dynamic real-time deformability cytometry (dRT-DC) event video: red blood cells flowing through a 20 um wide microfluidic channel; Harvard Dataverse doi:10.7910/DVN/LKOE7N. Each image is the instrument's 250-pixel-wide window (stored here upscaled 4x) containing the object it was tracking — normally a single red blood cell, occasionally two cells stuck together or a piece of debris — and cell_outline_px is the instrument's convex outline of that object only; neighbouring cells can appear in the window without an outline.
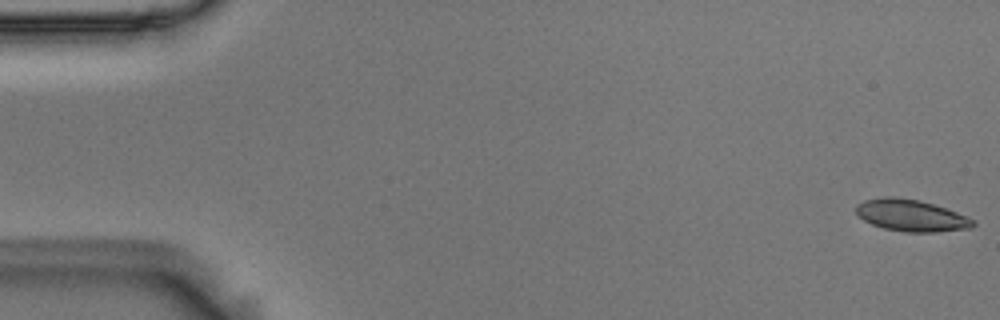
{"species": "Egyptian fruit bat (a non-hibernating species)", "species_latin": "Rousettus aegyptiacus", "temperature_condition": "room temperature", "stored_images_in_passage": 54, "camera_frame_rate_fps": 3000, "um_per_image_px": 0.085, "animal": {"sex": "male"}, "frame": {"image": 1, "passage_image": 1, "time_ms": 0.0, "image_size_px": [1000, 320], "cell_outline_px": [[976, 224], [972, 228], [936, 232], [904, 232], [884, 228], [872, 224], [864, 220], [856, 212], [856, 204], [864, 200], [884, 196], [888, 196], [920, 200], [968, 216], [976, 220]], "centroid_in_image_um": [77.47, 18.32], "position_along_channel_um": 7.5, "area_um2": 21.68}}
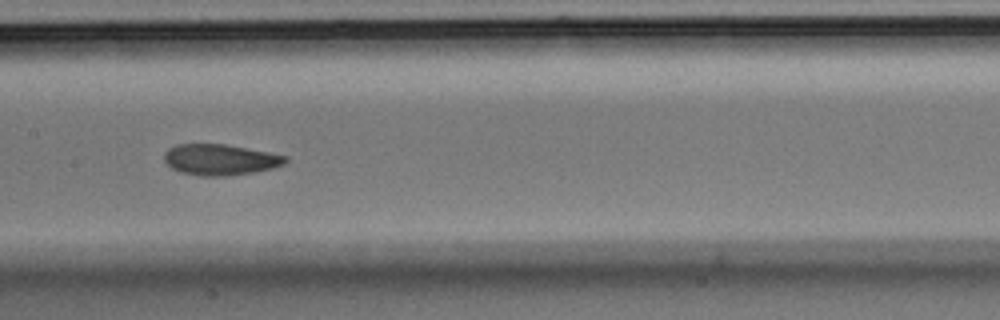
{"frame": {"image": 2, "passage_image": 27, "time_ms": 8.667, "image_size_px": [1000, 320], "cell_outline_px": [[288, 160], [284, 164], [272, 168], [252, 172], [228, 176], [200, 176], [180, 172], [172, 168], [164, 160], [164, 152], [168, 148], [176, 144], [224, 144], [268, 152], [288, 156]], "centroid_in_image_um": [18.69, 13.57], "position_along_channel_um": 188.7, "area_um2": 21.85}}
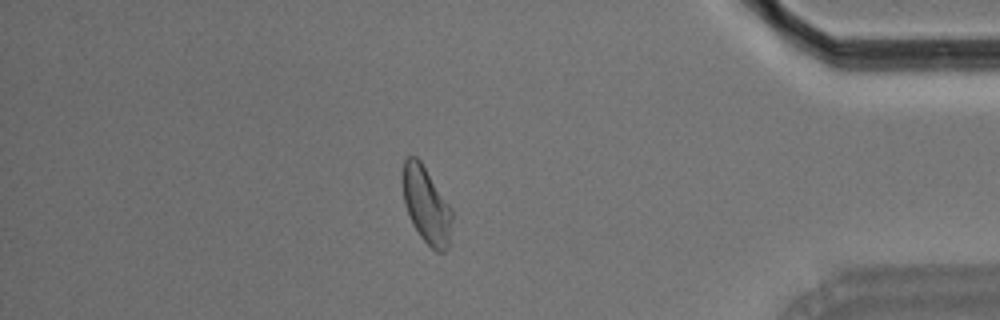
{"frame": {"image": 3, "passage_image": 47, "time_ms": 15.333, "image_size_px": [1000, 320], "cell_outline_px": [[452, 220], [448, 248], [444, 252], [436, 252], [420, 236], [412, 224], [404, 204], [400, 180], [400, 176], [404, 160], [408, 156], [416, 156], [420, 160], [452, 208]], "centroid_in_image_um": [36.2, 17.4], "position_along_channel_um": 399.0, "area_um2": 22.43}, "authors_computed_cell_mechanics": {"area_um2": 22.0218, "velocity_mm_per_s": 3.6951, "shape_relaxation_time_tau1_ms": 7.5509, "shape_relaxation_time_tau2_ms": 2.6873, "deformation_change_tau1": 0.167, "deformation_change_tau2": 0.067}}